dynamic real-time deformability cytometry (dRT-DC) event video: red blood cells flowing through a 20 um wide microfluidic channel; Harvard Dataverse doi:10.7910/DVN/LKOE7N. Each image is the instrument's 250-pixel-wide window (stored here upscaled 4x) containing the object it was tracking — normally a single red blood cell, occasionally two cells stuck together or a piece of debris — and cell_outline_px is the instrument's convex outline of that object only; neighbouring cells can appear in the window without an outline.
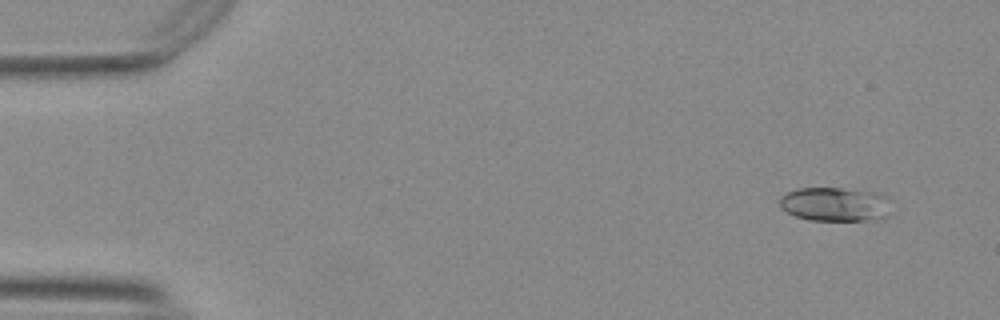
{"species": "Egyptian fruit bat (a non-hibernating species)", "species_latin": "Rousettus aegyptiacus", "temperature_condition": "warm", "stored_images_in_passage": 51, "camera_frame_rate_fps": 3000, "um_per_image_px": 0.085, "animal": {"sex": "female"}, "frame": {"image": 1, "passage_image": 1, "time_ms": 0.0, "image_size_px": [1000, 320], "cell_outline_px": [[888, 216], [876, 220], [812, 220], [796, 216], [780, 208], [780, 196], [796, 188], [840, 188], [876, 192], [884, 196]], "centroid_in_image_um": [70.91, 17.36], "position_along_channel_um": 14.1, "area_um2": 21.79}}
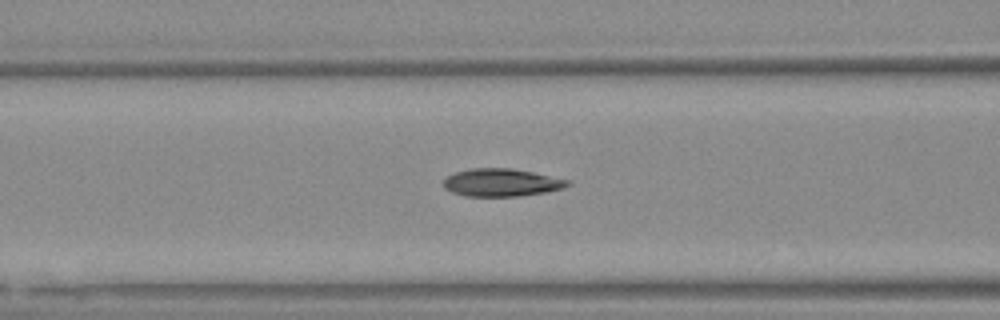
{"frame": {"image": 2, "passage_image": 19, "time_ms": 6.0, "image_size_px": [1000, 320], "cell_outline_px": [[572, 184], [564, 188], [544, 192], [520, 196], [464, 196], [452, 192], [444, 188], [444, 180], [448, 176], [456, 172], [472, 168], [512, 168], [532, 172], [568, 180]], "centroid_in_image_um": [42.62, 15.52], "position_along_channel_um": 124.0, "area_um2": 19.94}}
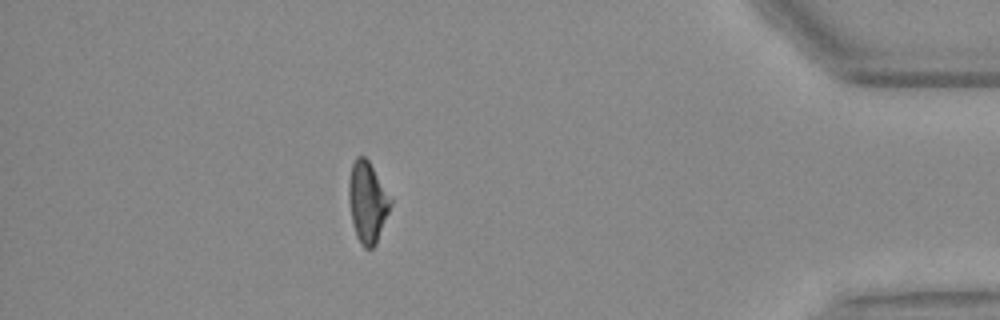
{"frame": {"image": 3, "passage_image": 45, "time_ms": 14.667, "image_size_px": [1000, 320], "cell_outline_px": [[392, 204], [376, 244], [372, 248], [364, 248], [360, 244], [356, 236], [352, 220], [348, 196], [348, 184], [352, 164], [356, 156], [364, 156], [368, 160], [392, 200]], "centroid_in_image_um": [31.22, 17.19], "position_along_channel_um": 404.0, "area_um2": 19.54}, "authors_computed_cell_mechanics": {"area_um2": 19.941, "velocity_mm_per_s": 3.7594, "shape_relaxation_time_tau1_ms": null, "shape_relaxation_time_tau2_ms": 2.0332, "deformation_change_tau1": null, "deformation_change_tau2": 0.0892}}